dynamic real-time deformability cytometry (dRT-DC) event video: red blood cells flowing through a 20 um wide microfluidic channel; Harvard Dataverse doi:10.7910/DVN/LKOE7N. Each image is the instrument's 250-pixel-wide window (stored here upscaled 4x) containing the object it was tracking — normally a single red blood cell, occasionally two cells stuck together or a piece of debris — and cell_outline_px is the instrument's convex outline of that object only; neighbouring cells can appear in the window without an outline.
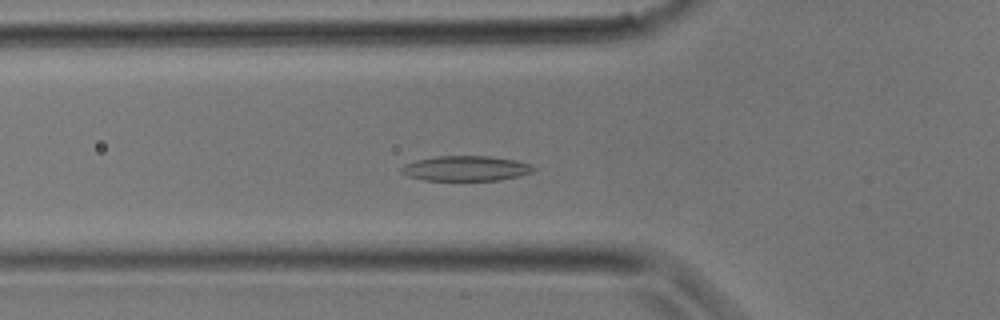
{"species": "common noctule bat (a hibernating species)", "species_latin": "Nyctalus noctula", "temperature_condition": "room temperature", "stored_images_in_passage": 24, "camera_frame_rate_fps": 3000, "um_per_image_px": 0.085, "animal": {"sex": "male", "body_mass_g": 17.9}, "frame": {"image": 1, "passage_image": 3, "time_ms": 0.667, "image_size_px": [1000, 320], "cell_outline_px": [[536, 168], [532, 172], [520, 176], [500, 180], [424, 180], [408, 176], [400, 172], [400, 168], [404, 164], [416, 160], [436, 156], [488, 156], [516, 160], [532, 164]], "centroid_in_image_um": [39.61, 14.31], "position_along_channel_um": 86.2, "area_um2": 19.42}}
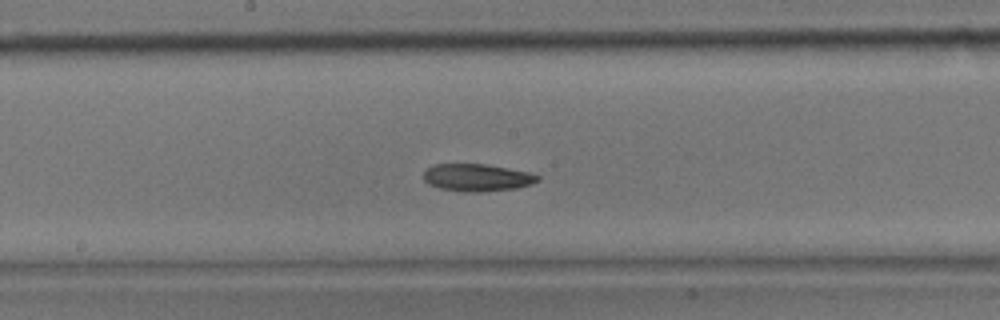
{"frame": {"image": 2, "passage_image": 9, "time_ms": 2.667, "image_size_px": [1000, 320], "cell_outline_px": [[540, 180], [532, 184], [516, 188], [484, 192], [464, 192], [440, 188], [428, 184], [424, 180], [424, 172], [432, 164], [488, 164], [528, 172], [540, 176]], "centroid_in_image_um": [40.56, 15.09], "position_along_channel_um": 207.6, "area_um2": 18.32}}
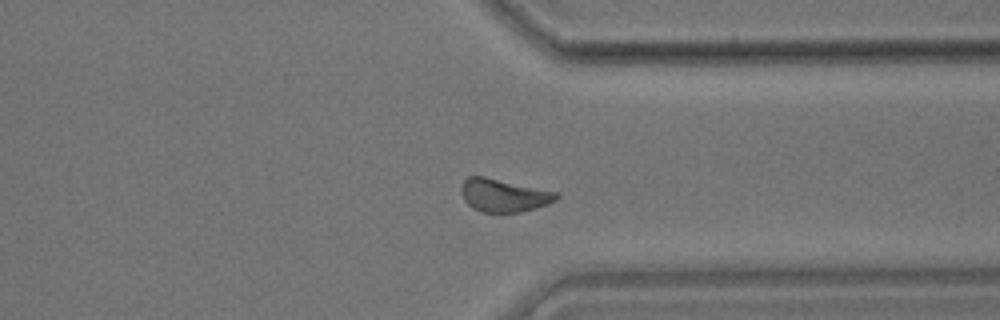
{"frame": {"image": 3, "passage_image": 17, "time_ms": 5.333, "image_size_px": [1000, 320], "cell_outline_px": [[560, 196], [556, 200], [548, 204], [536, 208], [520, 212], [480, 212], [472, 208], [464, 200], [460, 188], [464, 180], [468, 176], [484, 176], [556, 192]], "centroid_in_image_um": [42.79, 16.61], "position_along_channel_um": 368.6, "area_um2": 18.21}}